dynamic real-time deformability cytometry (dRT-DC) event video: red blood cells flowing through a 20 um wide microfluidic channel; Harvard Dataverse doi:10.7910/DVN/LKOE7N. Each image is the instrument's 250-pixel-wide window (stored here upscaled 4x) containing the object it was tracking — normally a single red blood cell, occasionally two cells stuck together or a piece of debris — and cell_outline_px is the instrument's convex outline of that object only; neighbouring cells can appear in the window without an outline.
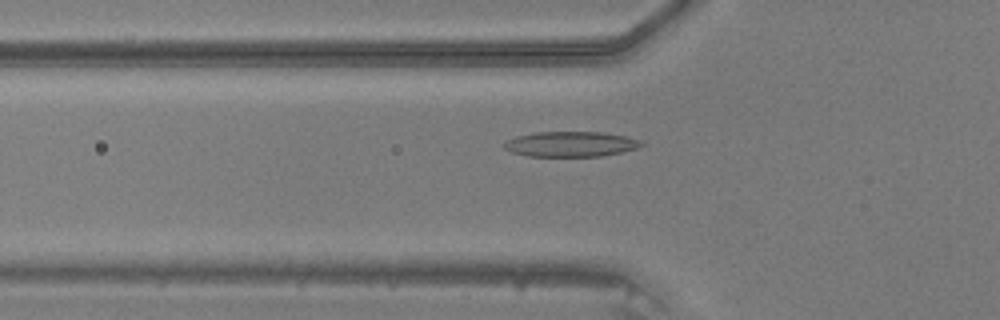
{"species": "common noctule bat (a hibernating species)", "species_latin": "Nyctalus noctula", "temperature_condition": "warm", "stored_images_in_passage": 48, "camera_frame_rate_fps": 3000, "um_per_image_px": 0.085, "animal": {"sex": "male", "body_mass_g": 20.5, "forearm_length_mm": 52.5}, "frame": {"image": 1, "passage_image": 17, "time_ms": 5.333, "image_size_px": [1000, 320], "cell_outline_px": [[644, 144], [636, 148], [620, 152], [600, 156], [528, 156], [512, 152], [504, 148], [504, 144], [508, 140], [516, 136], [536, 132], [600, 132], [624, 136], [640, 140]], "centroid_in_image_um": [48.49, 12.25], "position_along_channel_um": 77.3, "area_um2": 19.88}}
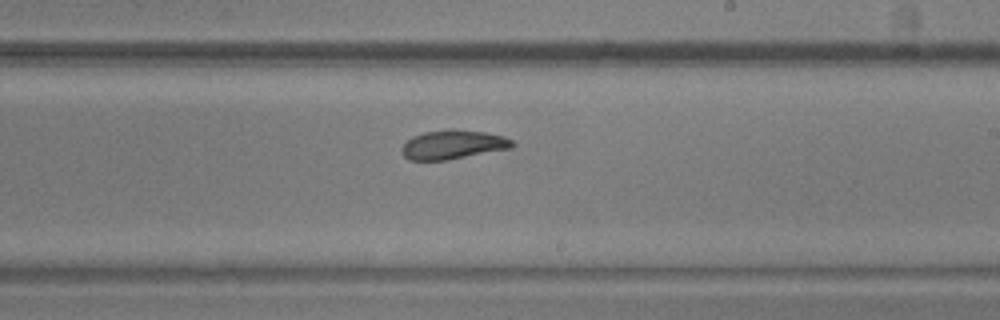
{"frame": {"image": 2, "passage_image": 29, "time_ms": 9.333, "image_size_px": [1000, 320], "cell_outline_px": [[516, 144], [512, 148], [448, 160], [408, 160], [404, 156], [404, 144], [412, 136], [424, 132], [448, 128], [452, 128], [488, 132], [504, 136], [512, 140]], "centroid_in_image_um": [38.56, 12.27], "position_along_channel_um": 250.4, "area_um2": 18.9}}
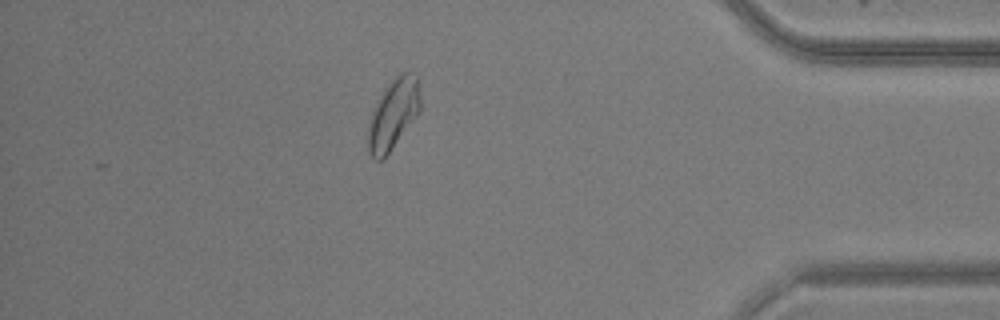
{"frame": {"image": 3, "passage_image": 42, "time_ms": 13.667, "image_size_px": [1000, 320], "cell_outline_px": [[420, 112], [384, 160], [376, 160], [368, 152], [368, 128], [372, 108], [388, 84], [400, 72], [408, 72], [420, 76]], "centroid_in_image_um": [33.45, 9.69], "position_along_channel_um": 401.7, "area_um2": 21.79}}